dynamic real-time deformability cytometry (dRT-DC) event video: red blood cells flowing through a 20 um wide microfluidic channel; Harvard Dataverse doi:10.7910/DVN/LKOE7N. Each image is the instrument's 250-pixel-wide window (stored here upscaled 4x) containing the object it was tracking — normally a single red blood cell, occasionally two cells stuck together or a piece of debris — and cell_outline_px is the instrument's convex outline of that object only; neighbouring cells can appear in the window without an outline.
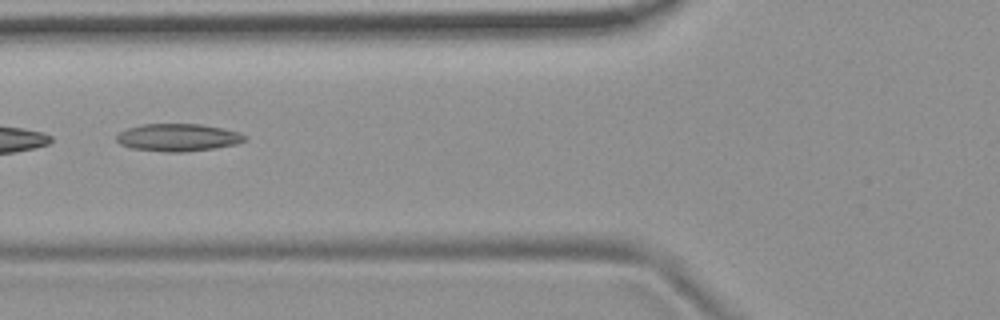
{"species": "common noctule bat (a hibernating species)", "species_latin": "Nyctalus noctula", "temperature_condition": "room temperature", "stored_images_in_passage": 10, "camera_frame_rate_fps": 3000, "um_per_image_px": 0.085, "animal": {"sex": "female", "body_mass_g": 19.9}, "frame": {"image": 1, "passage_image": 5, "time_ms": 5.667, "image_size_px": [1000, 320], "cell_outline_px": [[248, 140], [236, 144], [216, 148], [184, 152], [164, 152], [132, 148], [120, 144], [116, 140], [116, 136], [120, 132], [128, 128], [144, 124], [200, 124], [240, 132], [248, 136]], "centroid_in_image_um": [15.17, 11.69], "position_along_channel_um": 110.6, "area_um2": 20.63}}
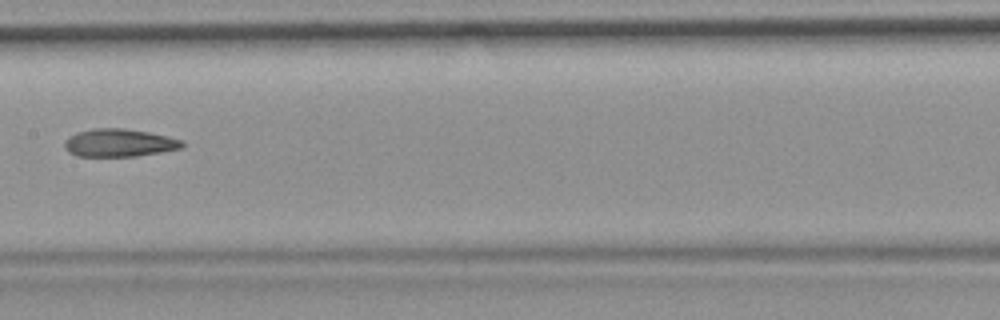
{"frame": {"image": 2, "passage_image": 7, "time_ms": 8.0, "image_size_px": [1000, 320], "cell_outline_px": [[184, 148], [136, 156], [76, 156], [68, 152], [64, 148], [64, 144], [68, 136], [76, 132], [96, 128], [124, 128], [148, 132], [180, 140], [184, 144]], "centroid_in_image_um": [10.08, 12.14], "position_along_channel_um": 197.3, "area_um2": 19.02}}
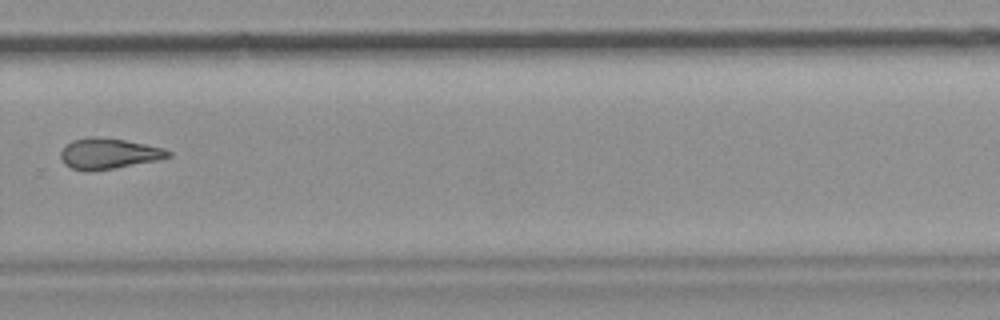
{"frame": {"image": 3, "passage_image": 10, "time_ms": 11.333, "image_size_px": [1000, 320], "cell_outline_px": [[172, 156], [156, 160], [92, 172], [84, 172], [72, 168], [64, 164], [60, 160], [60, 152], [72, 140], [124, 140], [164, 148], [172, 152]], "centroid_in_image_um": [9.24, 13.12], "position_along_channel_um": 320.6, "area_um2": 18.44}}